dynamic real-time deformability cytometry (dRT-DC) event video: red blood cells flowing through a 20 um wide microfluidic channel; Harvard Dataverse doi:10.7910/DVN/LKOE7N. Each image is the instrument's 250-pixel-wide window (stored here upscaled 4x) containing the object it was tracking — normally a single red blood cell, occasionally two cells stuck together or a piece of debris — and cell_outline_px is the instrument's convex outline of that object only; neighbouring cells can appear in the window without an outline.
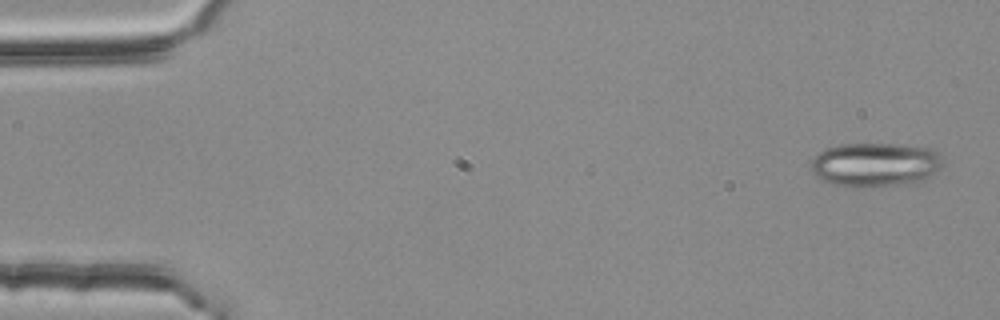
{"species": "common noctule bat (a hibernating species)", "species_latin": "Nyctalus noctula", "temperature_condition": "room temperature", "stored_images_in_passage": 4, "camera_frame_rate_fps": 3000, "um_per_image_px": 0.085, "animal": {"sex": "female", "body_mass_g": 25.1}, "frame": {"image": 1, "passage_image": 1, "time_ms": 0.0, "image_size_px": [1000, 320], "cell_outline_px": [[944, 164], [940, 168], [924, 180], [916, 184], [872, 188], [852, 188], [832, 184], [816, 176], [812, 168], [812, 160], [820, 152], [828, 148], [840, 144], [896, 144], [928, 148], [936, 152], [944, 160]], "centroid_in_image_um": [74.44, 14.03], "position_along_channel_um": 10.6, "area_um2": 34.33}}